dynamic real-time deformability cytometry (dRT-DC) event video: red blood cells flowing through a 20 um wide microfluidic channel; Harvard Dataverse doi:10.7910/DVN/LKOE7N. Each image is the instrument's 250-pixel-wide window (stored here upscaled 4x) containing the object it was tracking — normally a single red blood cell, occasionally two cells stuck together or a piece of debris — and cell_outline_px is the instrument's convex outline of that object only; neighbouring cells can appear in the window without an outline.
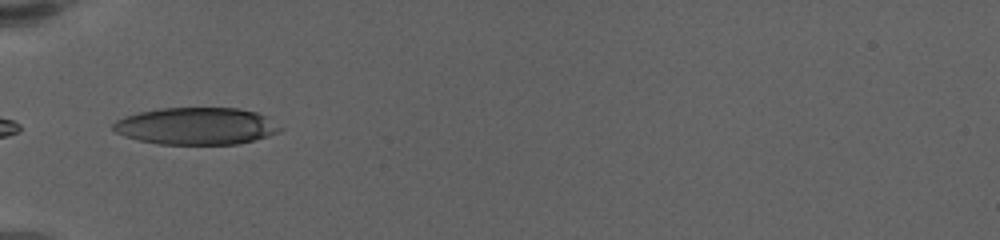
{"species": "human", "species_latin": "Homo sapiens", "temperature_condition": "warm", "stored_images_in_passage": 38, "camera_frame_rate_fps": 3000, "um_per_image_px": 0.085, "donor": {"sex": "female"}, "frame": {"image": 1, "passage_image": 1, "time_ms": 0.0, "image_size_px": [1000, 240], "cell_outline_px": [[284, 128], [268, 136], [236, 144], [160, 144], [140, 140], [124, 136], [116, 132], [112, 128], [112, 124], [116, 120], [124, 116], [140, 112], [160, 108], [236, 108], [256, 112], [264, 116]], "centroid_in_image_um": [16.65, 10.71], "position_along_channel_um": 68.4, "area_um2": 35.84}}
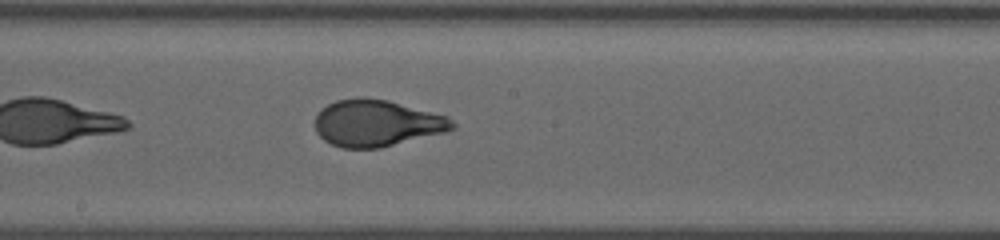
{"frame": {"image": 2, "passage_image": 14, "time_ms": 4.333, "image_size_px": [1000, 240], "cell_outline_px": [[456, 128], [444, 132], [380, 148], [340, 148], [324, 140], [316, 132], [316, 116], [320, 108], [336, 100], [356, 96], [364, 96], [388, 100], [448, 116], [456, 124]], "centroid_in_image_um": [32.01, 10.45], "position_along_channel_um": 216.2, "area_um2": 37.57}}
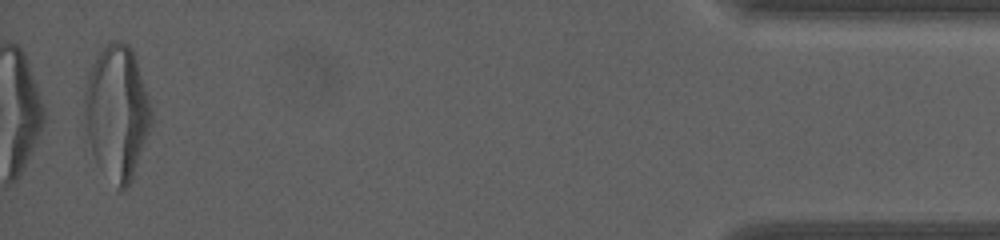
{"frame": {"image": 3, "passage_image": 38, "time_ms": 12.333, "image_size_px": [1000, 240], "cell_outline_px": [[152, 124], [132, 176], [128, 184], [120, 192], [116, 188], [96, 164], [92, 152], [88, 136], [84, 104], [84, 96], [88, 72], [96, 52], [108, 40], [120, 40], [128, 44], [132, 48], [152, 108]], "centroid_in_image_um": [9.92, 9.49], "position_along_channel_um": 425.3, "area_um2": 52.37}, "authors_computed_cell_mechanics": {"area_um2": 37.6567, "velocity_mm_per_s": 3.5015, "shape_relaxation_time_tau1_ms": 3.9972, "shape_relaxation_time_tau2_ms": null, "deformation_change_tau1": 0.2022, "deformation_change_tau2": null}}